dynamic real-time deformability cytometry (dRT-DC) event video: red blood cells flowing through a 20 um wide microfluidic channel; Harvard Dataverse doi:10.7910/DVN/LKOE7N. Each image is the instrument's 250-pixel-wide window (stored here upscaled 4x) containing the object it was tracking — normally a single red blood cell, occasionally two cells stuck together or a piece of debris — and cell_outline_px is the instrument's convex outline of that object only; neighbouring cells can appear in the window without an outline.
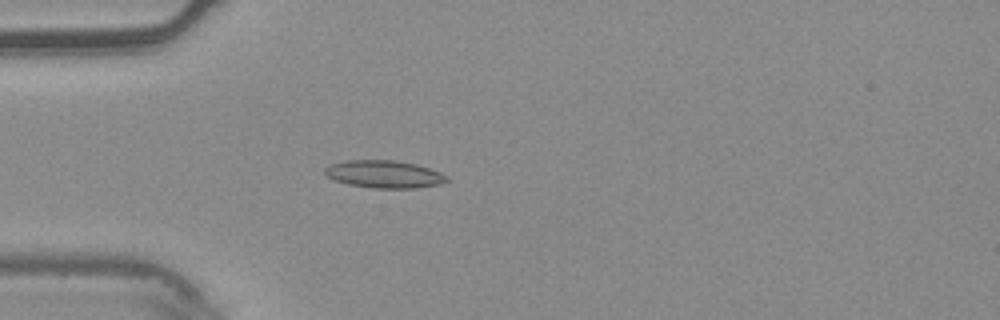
{"species": "common noctule bat (a hibernating species)", "species_latin": "Nyctalus noctula", "temperature_condition": "warm", "stored_images_in_passage": 4, "camera_frame_rate_fps": 3000, "um_per_image_px": 0.085, "animal": {"sex": "male", "body_mass_g": 20.4}, "frame": {"image": 1, "passage_image": 4, "time_ms": 1.0, "image_size_px": [1000, 320], "cell_outline_px": [[448, 180], [440, 184], [416, 188], [372, 188], [348, 184], [336, 180], [328, 176], [324, 172], [324, 168], [328, 164], [348, 160], [392, 160], [416, 164], [440, 172], [448, 176]], "centroid_in_image_um": [32.65, 14.8], "position_along_channel_um": 52.4, "area_um2": 19.54}}